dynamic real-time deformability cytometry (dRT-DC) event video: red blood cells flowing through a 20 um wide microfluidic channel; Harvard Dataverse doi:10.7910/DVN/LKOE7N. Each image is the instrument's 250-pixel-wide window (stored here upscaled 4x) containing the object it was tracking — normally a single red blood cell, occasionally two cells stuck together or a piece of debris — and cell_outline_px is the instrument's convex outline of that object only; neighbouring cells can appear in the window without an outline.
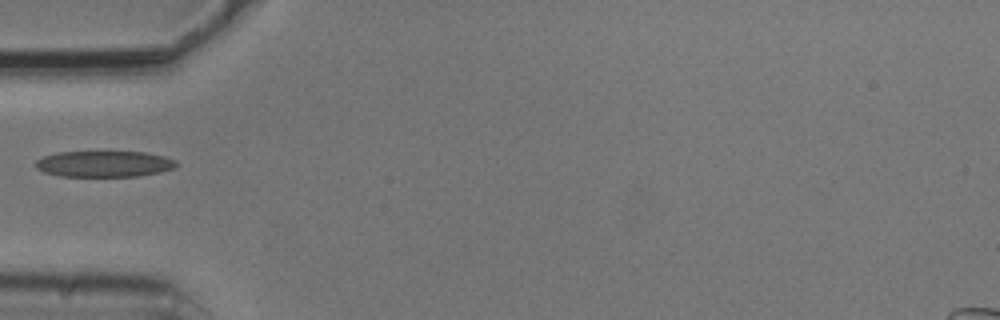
{"species": "common noctule bat (a hibernating species)", "species_latin": "Nyctalus noctula", "temperature_condition": "cold", "stored_images_in_passage": 1, "camera_frame_rate_fps": 3000, "um_per_image_px": 0.085, "animal": {"sex": "male", "body_mass_g": 20.5, "forearm_length_mm": 52.5}, "frame": {"image": 1, "passage_image": 1, "time_ms": 0.0, "image_size_px": [1000, 320], "cell_outline_px": [[176, 164], [172, 168], [160, 172], [140, 176], [60, 176], [44, 172], [36, 168], [36, 160], [44, 156], [56, 152], [144, 152], [164, 156], [176, 160]], "centroid_in_image_um": [8.83, 13.93], "position_along_channel_um": 76.2, "area_um2": 21.27}}